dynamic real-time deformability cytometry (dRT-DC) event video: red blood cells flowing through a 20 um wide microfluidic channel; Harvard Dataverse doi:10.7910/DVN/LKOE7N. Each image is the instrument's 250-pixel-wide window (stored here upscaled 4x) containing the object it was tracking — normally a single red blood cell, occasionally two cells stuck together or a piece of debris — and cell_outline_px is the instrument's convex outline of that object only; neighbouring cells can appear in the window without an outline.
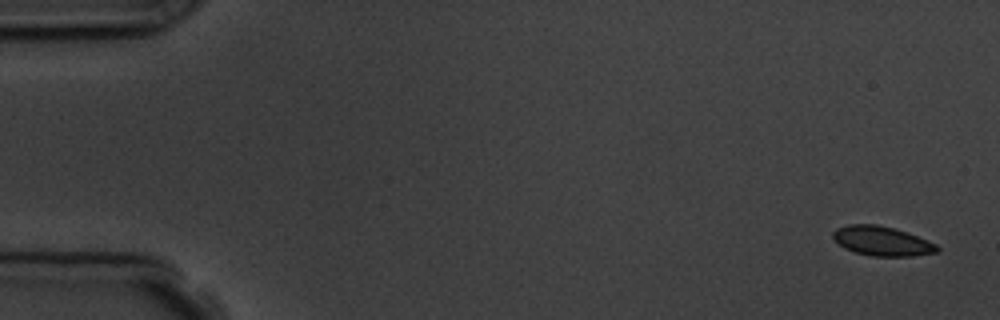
{"species": "common noctule bat (a hibernating species)", "species_latin": "Nyctalus noctula", "temperature_condition": "room temperature", "stored_images_in_passage": 9, "camera_frame_rate_fps": 3000, "um_per_image_px": 0.085, "animal": {"sex": "male", "body_mass_g": 19.5, "forearm_length_mm": 54.6}, "frame": {"image": 1, "passage_image": 1, "time_ms": 0.0, "image_size_px": [1000, 320], "cell_outline_px": [[940, 248], [936, 252], [912, 256], [872, 256], [856, 252], [844, 248], [832, 240], [832, 232], [836, 228], [848, 224], [876, 224], [908, 232], [936, 244]], "centroid_in_image_um": [74.92, 20.48], "position_along_channel_um": 10.1, "area_um2": 17.92}}